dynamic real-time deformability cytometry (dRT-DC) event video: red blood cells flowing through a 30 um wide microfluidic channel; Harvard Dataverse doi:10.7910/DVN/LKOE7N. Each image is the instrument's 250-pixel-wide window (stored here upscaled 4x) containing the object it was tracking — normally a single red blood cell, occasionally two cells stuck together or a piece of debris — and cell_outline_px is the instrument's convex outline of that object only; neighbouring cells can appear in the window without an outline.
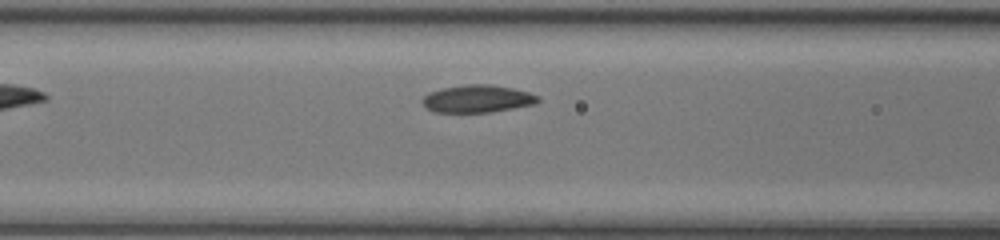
{"species": "common noctule bat (a hibernating species)", "species_latin": "Nyctalus noctula", "temperature_condition": "room temperature", "stored_images_in_passage": 8, "camera_frame_rate_fps": 3000, "um_per_image_px": 0.085, "animal": {"sex": "female", "body_mass_g": 17.0, "forearm_length_mm": 48.0}, "frame": {"image": 1, "passage_image": 7, "time_ms": 2.0, "image_size_px": [1000, 240], "cell_outline_px": [[540, 100], [536, 104], [492, 112], [432, 112], [420, 100], [428, 92], [444, 88], [464, 84], [492, 84], [512, 88], [528, 92], [540, 96]], "centroid_in_image_um": [40.6, 8.39], "position_along_channel_um": 126.0, "area_um2": 18.67}}